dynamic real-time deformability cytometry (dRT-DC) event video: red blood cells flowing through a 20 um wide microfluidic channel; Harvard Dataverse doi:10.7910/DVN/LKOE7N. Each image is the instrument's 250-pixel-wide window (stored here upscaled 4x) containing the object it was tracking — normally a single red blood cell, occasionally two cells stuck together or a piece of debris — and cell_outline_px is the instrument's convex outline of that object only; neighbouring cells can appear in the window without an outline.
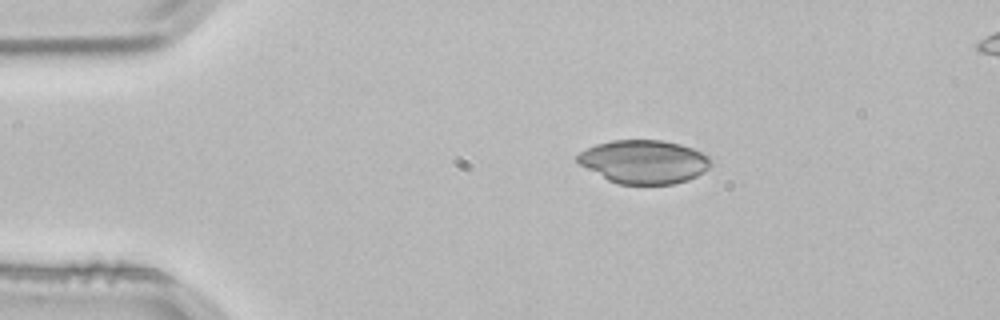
{"species": "common noctule bat (a hibernating species)", "species_latin": "Nyctalus noctula", "temperature_condition": "room temperature", "stored_images_in_passage": 48, "camera_frame_rate_fps": 3000, "um_per_image_px": 0.085, "animal": {"sex": "male", "body_mass_g": 21.5, "forearm_length_mm": 52.0}, "frame": {"image": 1, "passage_image": 5, "time_ms": 1.333, "image_size_px": [1000, 320], "cell_outline_px": [[712, 164], [704, 172], [688, 180], [672, 184], [620, 184], [608, 180], [580, 164], [576, 160], [576, 156], [580, 152], [596, 144], [612, 140], [660, 140], [680, 144], [692, 148], [708, 156], [712, 160]], "centroid_in_image_um": [54.75, 13.75], "position_along_channel_um": 30.2, "area_um2": 33.64}}